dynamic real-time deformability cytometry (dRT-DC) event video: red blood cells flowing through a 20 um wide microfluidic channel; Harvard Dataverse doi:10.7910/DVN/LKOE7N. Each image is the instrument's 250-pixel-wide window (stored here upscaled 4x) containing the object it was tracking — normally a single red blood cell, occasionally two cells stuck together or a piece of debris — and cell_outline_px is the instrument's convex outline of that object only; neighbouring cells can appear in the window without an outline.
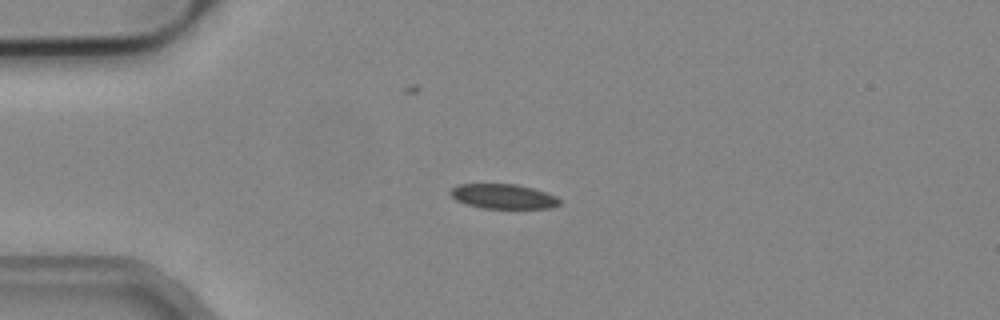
{"species": "common noctule bat (a hibernating species)", "species_latin": "Nyctalus noctula", "temperature_condition": "cold", "stored_images_in_passage": 3, "camera_frame_rate_fps": 3000, "um_per_image_px": 0.085, "animal": {"sex": "male", "body_mass_g": 19.2, "forearm_length_mm": 51.8}, "frame": {"image": 1, "passage_image": 2, "time_ms": 0.333, "image_size_px": [1000, 320], "cell_outline_px": [[560, 204], [548, 208], [480, 208], [464, 204], [456, 200], [448, 192], [456, 184], [516, 184], [532, 188], [556, 196], [560, 200]], "centroid_in_image_um": [42.72, 16.69], "position_along_channel_um": 42.3, "area_um2": 15.72}}